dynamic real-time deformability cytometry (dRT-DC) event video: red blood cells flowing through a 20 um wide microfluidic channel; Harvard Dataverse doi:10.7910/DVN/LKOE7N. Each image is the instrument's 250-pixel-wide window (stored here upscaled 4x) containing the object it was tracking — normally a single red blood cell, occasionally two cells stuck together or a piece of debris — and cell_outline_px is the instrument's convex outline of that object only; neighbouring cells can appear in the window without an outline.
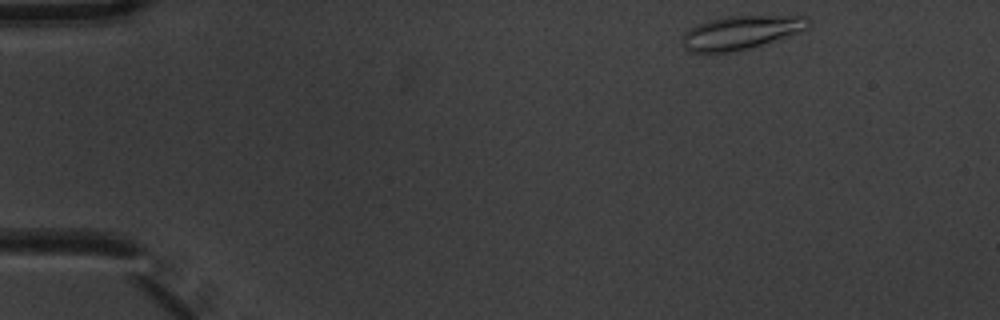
{"species": "common noctule bat (a hibernating species)", "species_latin": "Nyctalus noctula", "temperature_condition": "warm", "stored_images_in_passage": 4, "camera_frame_rate_fps": 3000, "um_per_image_px": 0.085, "animal": {"sex": "male", "body_mass_g": 20.1, "forearm_length_mm": 53.5}, "frame": {"image": 1, "passage_image": 1, "time_ms": 0.0, "image_size_px": [1000, 320], "cell_outline_px": [[812, 24], [808, 28], [800, 32], [748, 48], [732, 52], [688, 52], [684, 48], [680, 36], [684, 32], [696, 24], [708, 20], [732, 16], [804, 16], [812, 20]], "centroid_in_image_um": [62.95, 2.76], "position_along_channel_um": 22.0, "area_um2": 24.68}}
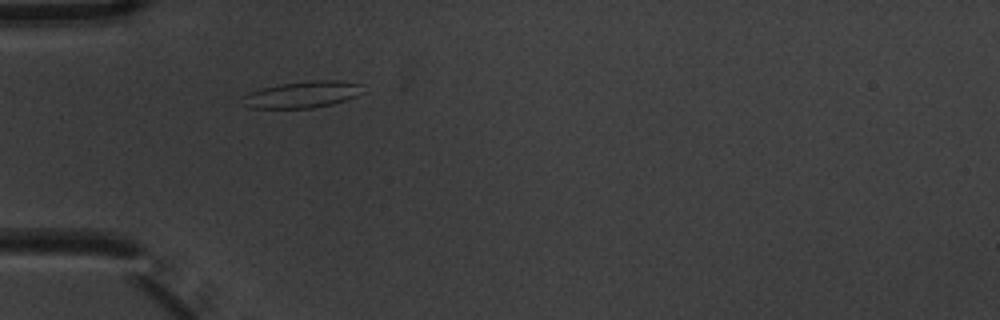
{"frame": {"image": 2, "passage_image": 4, "time_ms": 1.0, "image_size_px": [1000, 320], "cell_outline_px": [[360, 92], [356, 96], [332, 104], [312, 108], [252, 108], [240, 96], [248, 92], [260, 88], [280, 84], [308, 80], [340, 80], [360, 84]], "centroid_in_image_um": [25.67, 8.02], "position_along_channel_um": 59.3, "area_um2": 18.44}}